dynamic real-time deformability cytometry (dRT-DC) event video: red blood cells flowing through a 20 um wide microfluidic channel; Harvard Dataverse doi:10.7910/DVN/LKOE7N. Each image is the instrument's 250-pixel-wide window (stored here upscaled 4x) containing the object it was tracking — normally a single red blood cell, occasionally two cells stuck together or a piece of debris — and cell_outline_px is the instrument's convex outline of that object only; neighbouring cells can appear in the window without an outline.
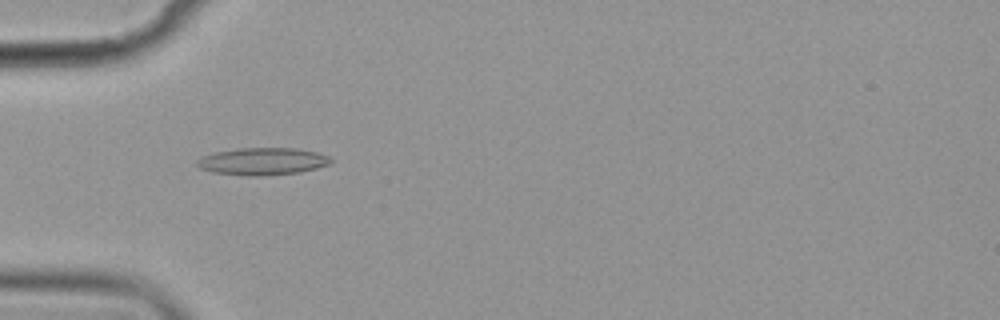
{"species": "common noctule bat (a hibernating species)", "species_latin": "Nyctalus noctula", "temperature_condition": "cold", "stored_images_in_passage": 18, "camera_frame_rate_fps": 3000, "um_per_image_px": 0.085, "animal": {"sex": "female", "body_mass_g": 19.9}, "frame": {"image": 1, "passage_image": 18, "time_ms": 5.667, "image_size_px": [1000, 320], "cell_outline_px": [[332, 164], [300, 172], [260, 176], [248, 176], [212, 172], [200, 168], [196, 164], [196, 160], [204, 156], [216, 152], [240, 148], [292, 148], [316, 152], [328, 156], [332, 160]], "centroid_in_image_um": [22.32, 13.72], "position_along_channel_um": 62.7, "area_um2": 21.15}}